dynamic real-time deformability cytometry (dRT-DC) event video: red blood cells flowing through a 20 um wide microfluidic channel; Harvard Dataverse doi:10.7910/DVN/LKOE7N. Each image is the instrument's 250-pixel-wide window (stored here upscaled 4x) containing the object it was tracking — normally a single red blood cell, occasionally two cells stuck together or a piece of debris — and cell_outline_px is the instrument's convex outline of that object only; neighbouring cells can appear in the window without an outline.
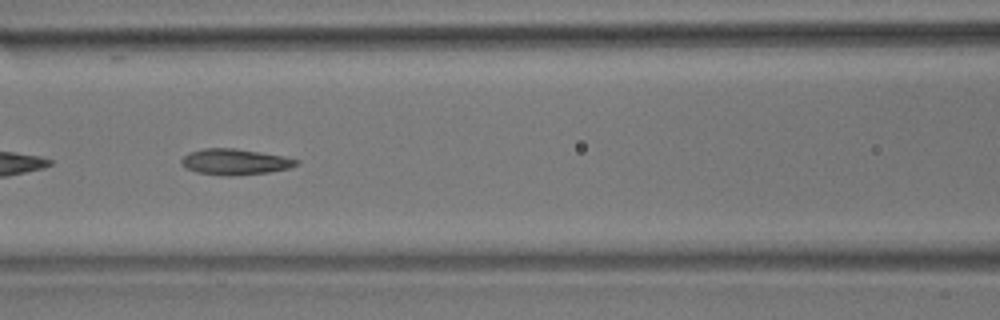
{"species": "common noctule bat (a hibernating species)", "species_latin": "Nyctalus noctula", "temperature_condition": "room temperature", "stored_images_in_passage": 39, "camera_frame_rate_fps": 3000, "um_per_image_px": 0.085, "animal": {"sex": "male", "body_mass_g": 17.9}, "frame": {"image": 1, "passage_image": 23, "time_ms": 7.333, "image_size_px": [1000, 320], "cell_outline_px": [[300, 164], [288, 168], [268, 172], [232, 176], [220, 176], [196, 172], [184, 168], [180, 164], [180, 160], [188, 152], [204, 148], [236, 148], [280, 156], [300, 160]], "centroid_in_image_um": [19.9, 13.76], "position_along_channel_um": 146.7, "area_um2": 17.46}}